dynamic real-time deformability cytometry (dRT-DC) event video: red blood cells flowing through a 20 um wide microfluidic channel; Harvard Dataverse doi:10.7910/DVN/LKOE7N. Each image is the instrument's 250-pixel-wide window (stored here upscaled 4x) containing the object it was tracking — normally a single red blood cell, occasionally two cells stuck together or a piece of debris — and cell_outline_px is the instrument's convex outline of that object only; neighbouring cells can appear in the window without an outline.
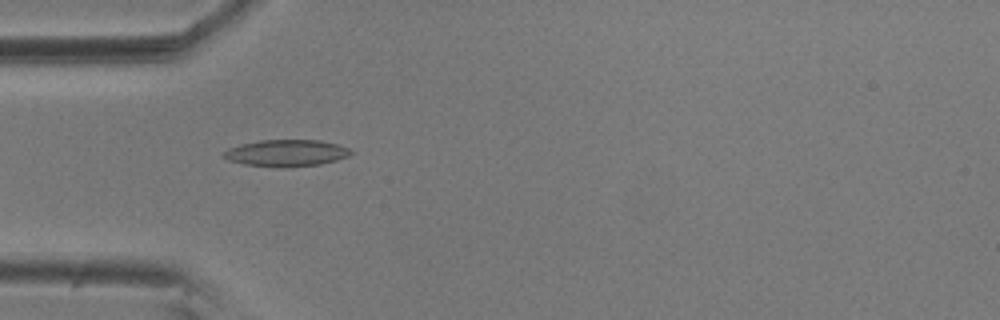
{"species": "common noctule bat (a hibernating species)", "species_latin": "Nyctalus noctula", "temperature_condition": "room temperature", "stored_images_in_passage": 56, "camera_frame_rate_fps": 3000, "um_per_image_px": 0.085, "animal": {"sex": "male", "body_mass_g": 20.5, "forearm_length_mm": 52.5}, "frame": {"image": 1, "passage_image": 17, "time_ms": 5.333, "image_size_px": [1000, 320], "cell_outline_px": [[352, 152], [348, 156], [336, 160], [320, 164], [284, 168], [244, 164], [228, 160], [220, 156], [228, 148], [240, 144], [260, 140], [320, 140], [336, 144], [348, 148]], "centroid_in_image_um": [24.29, 13.01], "position_along_channel_um": 60.7, "area_um2": 19.83}}
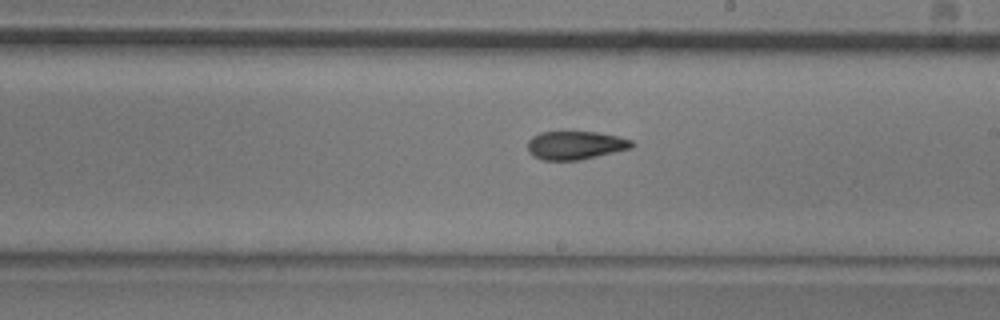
{"frame": {"image": 2, "passage_image": 32, "time_ms": 10.333, "image_size_px": [1000, 320], "cell_outline_px": [[636, 144], [632, 148], [580, 160], [540, 160], [532, 156], [528, 152], [528, 140], [532, 136], [540, 132], [596, 132], [620, 136], [632, 140]], "centroid_in_image_um": [48.91, 12.35], "position_along_channel_um": 240.1, "area_um2": 17.46}}
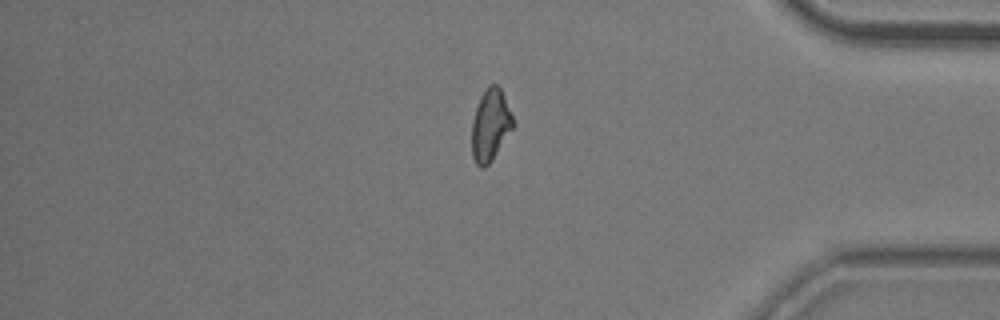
{"frame": {"image": 3, "passage_image": 47, "time_ms": 15.333, "image_size_px": [1000, 320], "cell_outline_px": [[516, 124], [492, 160], [484, 168], [480, 168], [476, 164], [472, 156], [472, 120], [480, 96], [492, 84], [496, 84], [500, 88]], "centroid_in_image_um": [41.69, 10.68], "position_along_channel_um": 393.5, "area_um2": 17.17}, "authors_computed_cell_mechanics": {"area_um2": 17.7157, "velocity_mm_per_s": 3.6024, "shape_relaxation_time_tau1_ms": 7.12, "shape_relaxation_time_tau2_ms": 3.8365, "deformation_change_tau1": 0.1679, "deformation_change_tau2": 0.1068}}